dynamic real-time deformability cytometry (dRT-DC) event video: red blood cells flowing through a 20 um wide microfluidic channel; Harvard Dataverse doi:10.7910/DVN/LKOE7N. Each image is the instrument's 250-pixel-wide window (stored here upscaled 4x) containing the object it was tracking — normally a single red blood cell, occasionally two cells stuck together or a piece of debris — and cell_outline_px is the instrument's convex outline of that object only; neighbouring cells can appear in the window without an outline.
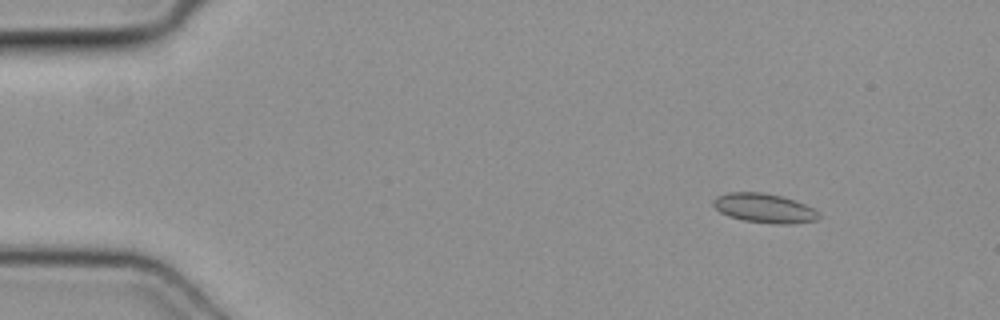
{"species": "common noctule bat (a hibernating species)", "species_latin": "Nyctalus noctula", "temperature_condition": "cold", "stored_images_in_passage": 50, "camera_frame_rate_fps": 3000, "um_per_image_px": 0.085, "animal": {"sex": "female", "body_mass_g": 19.3, "forearm_length_mm": 54.1}, "frame": {"image": 1, "passage_image": 6, "time_ms": 1.667, "image_size_px": [1000, 320], "cell_outline_px": [[820, 216], [816, 220], [792, 224], [776, 224], [744, 220], [728, 216], [720, 212], [712, 204], [712, 200], [716, 196], [728, 192], [760, 192], [780, 196], [804, 204], [820, 212]], "centroid_in_image_um": [64.94, 17.69], "position_along_channel_um": 20.1, "area_um2": 17.92}}
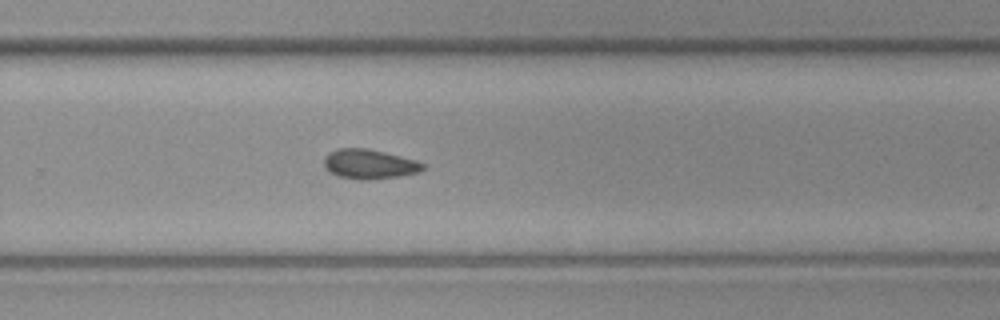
{"frame": {"image": 2, "passage_image": 33, "time_ms": 10.667, "image_size_px": [1000, 320], "cell_outline_px": [[428, 164], [420, 172], [400, 176], [372, 180], [360, 180], [340, 176], [332, 172], [324, 164], [324, 156], [328, 152], [340, 148], [364, 148], [384, 152], [416, 160]], "centroid_in_image_um": [31.44, 13.95], "position_along_channel_um": 298.4, "area_um2": 17.05}}
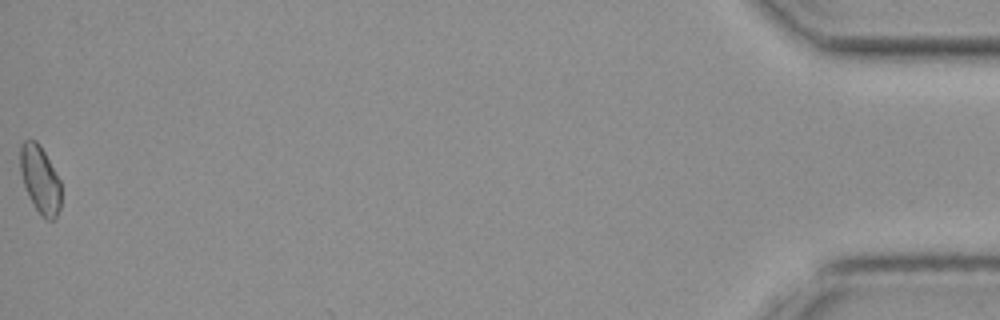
{"frame": {"image": 3, "passage_image": 50, "time_ms": 16.333, "image_size_px": [1000, 320], "cell_outline_px": [[60, 208], [56, 220], [48, 220], [40, 216], [28, 196], [20, 172], [20, 144], [24, 140], [36, 140], [44, 152], [60, 180]], "centroid_in_image_um": [3.4, 15.29], "position_along_channel_um": 431.8, "area_um2": 16.13}}